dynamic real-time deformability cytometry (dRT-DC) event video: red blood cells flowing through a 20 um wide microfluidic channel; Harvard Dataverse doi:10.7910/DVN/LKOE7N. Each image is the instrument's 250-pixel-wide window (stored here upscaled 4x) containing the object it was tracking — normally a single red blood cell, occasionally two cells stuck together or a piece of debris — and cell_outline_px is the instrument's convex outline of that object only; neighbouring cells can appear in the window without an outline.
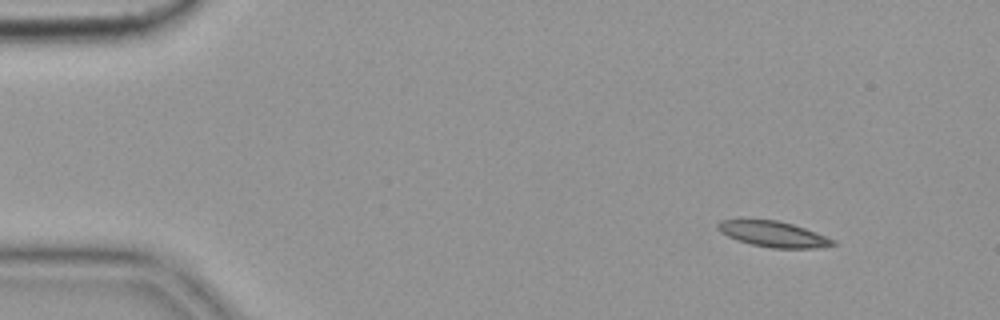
{"species": "common noctule bat (a hibernating species)", "species_latin": "Nyctalus noctula", "temperature_condition": "cold", "stored_images_in_passage": 52, "camera_frame_rate_fps": 3000, "um_per_image_px": 0.085, "animal": {"sex": "female", "body_mass_g": 19.9}, "frame": {"image": 1, "passage_image": 2, "time_ms": 0.333, "image_size_px": [1000, 320], "cell_outline_px": [[836, 244], [816, 248], [772, 248], [752, 244], [736, 240], [720, 232], [716, 228], [716, 224], [720, 220], [776, 220], [792, 224], [816, 232], [836, 240]], "centroid_in_image_um": [65.72, 19.9], "position_along_channel_um": 19.3, "area_um2": 17.11}}
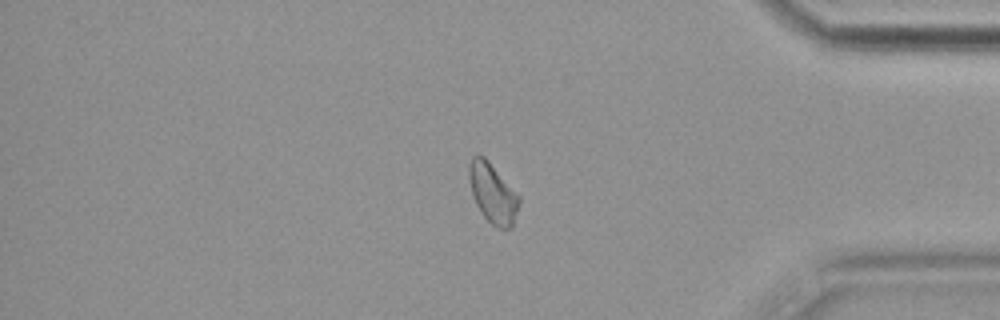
{"frame": {"image": 2, "passage_image": 43, "time_ms": 14.0, "image_size_px": [1000, 320], "cell_outline_px": [[520, 200], [512, 228], [496, 228], [484, 216], [476, 204], [472, 196], [468, 176], [468, 164], [472, 156], [484, 156], [488, 160], [520, 196]], "centroid_in_image_um": [41.87, 16.41], "position_along_channel_um": 393.3, "area_um2": 17.4}}
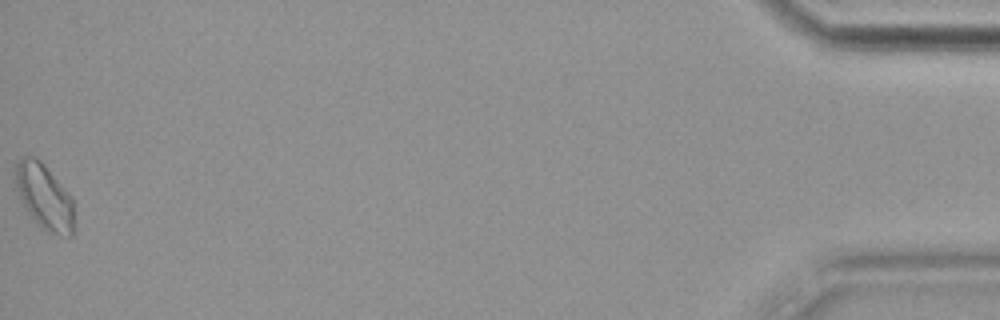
{"frame": {"image": 3, "passage_image": 52, "time_ms": 17.0, "image_size_px": [1000, 320], "cell_outline_px": [[72, 236], [68, 236], [48, 232], [40, 228], [36, 224], [28, 212], [16, 188], [16, 164], [24, 156], [36, 156], [44, 164], [72, 196]], "centroid_in_image_um": [3.76, 16.71], "position_along_channel_um": 431.4, "area_um2": 21.96}}